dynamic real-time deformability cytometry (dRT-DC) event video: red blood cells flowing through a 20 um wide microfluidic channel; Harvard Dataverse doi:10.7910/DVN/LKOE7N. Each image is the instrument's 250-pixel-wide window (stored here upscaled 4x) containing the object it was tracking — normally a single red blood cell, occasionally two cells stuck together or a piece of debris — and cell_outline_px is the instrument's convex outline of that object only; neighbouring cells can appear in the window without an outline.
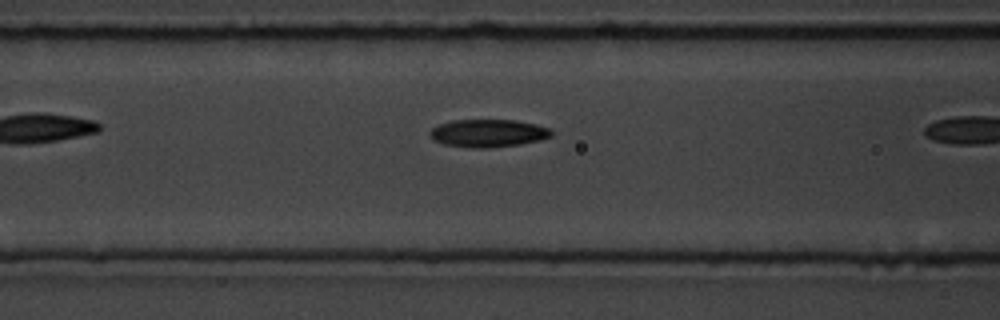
{"species": "common noctule bat (a hibernating species)", "species_latin": "Nyctalus noctula", "temperature_condition": "room temperature", "stored_images_in_passage": 10, "camera_frame_rate_fps": 3000, "um_per_image_px": 0.085, "animal": {"sex": "male", "body_mass_g": 19.5, "forearm_length_mm": 54.6}, "frame": {"image": 1, "passage_image": 5, "time_ms": 1.333, "image_size_px": [1000, 320], "cell_outline_px": [[552, 136], [540, 140], [520, 144], [488, 148], [472, 148], [444, 144], [432, 140], [428, 132], [432, 128], [440, 124], [452, 120], [512, 120], [536, 124], [552, 128]], "centroid_in_image_um": [41.49, 11.32], "position_along_channel_um": 125.1, "area_um2": 19.77}}